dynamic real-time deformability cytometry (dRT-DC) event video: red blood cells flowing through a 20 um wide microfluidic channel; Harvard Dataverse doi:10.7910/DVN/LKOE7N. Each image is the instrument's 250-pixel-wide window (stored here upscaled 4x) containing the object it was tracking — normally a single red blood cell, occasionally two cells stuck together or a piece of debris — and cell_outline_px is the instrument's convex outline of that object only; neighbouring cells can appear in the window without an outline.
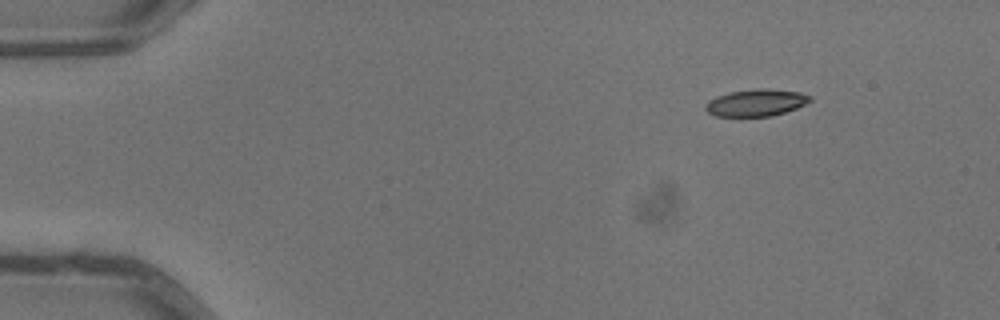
{"species": "common noctule bat (a hibernating species)", "species_latin": "Nyctalus noctula", "temperature_condition": "warm", "stored_images_in_passage": 5, "camera_frame_rate_fps": 3000, "um_per_image_px": 0.085, "animal": {"sex": "male", "body_mass_g": 13.3}, "frame": {"image": 1, "passage_image": 1, "time_ms": 0.0, "image_size_px": [1000, 320], "cell_outline_px": [[812, 100], [796, 108], [772, 116], [712, 116], [704, 108], [704, 104], [708, 100], [716, 96], [728, 92], [756, 88], [768, 88], [800, 92], [812, 96]], "centroid_in_image_um": [64.23, 8.72], "position_along_channel_um": 20.8, "area_um2": 16.65}}
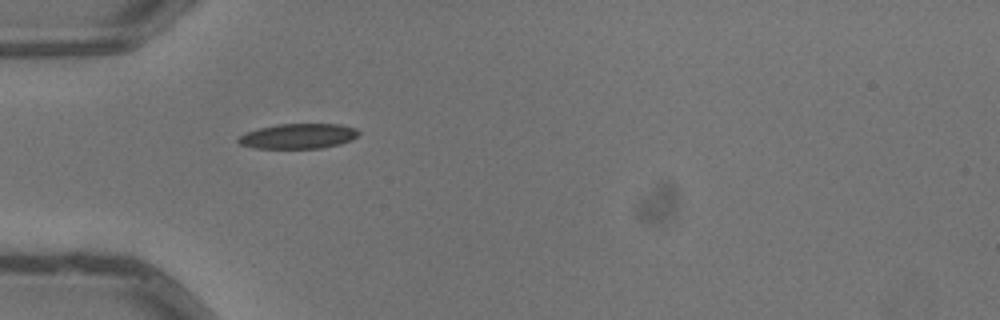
{"frame": {"image": 2, "passage_image": 4, "time_ms": 1.0, "image_size_px": [1000, 320], "cell_outline_px": [[360, 136], [352, 140], [340, 144], [320, 148], [256, 148], [240, 144], [236, 140], [240, 136], [248, 132], [260, 128], [276, 124], [340, 124], [356, 128], [360, 132]], "centroid_in_image_um": [25.41, 11.57], "position_along_channel_um": 59.6, "area_um2": 17.57}}
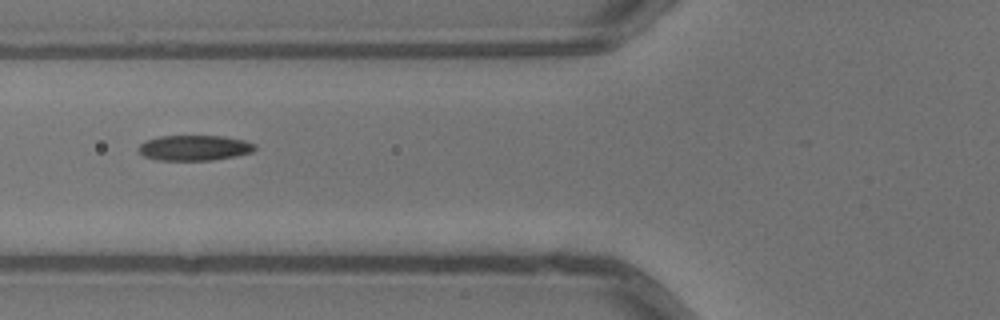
{"frame": {"image": 3, "passage_image": 5, "time_ms": 1.333, "image_size_px": [1000, 320], "cell_outline_px": [[256, 148], [252, 152], [212, 160], [156, 160], [144, 156], [136, 148], [140, 144], [148, 140], [160, 136], [224, 136], [244, 140], [256, 144]], "centroid_in_image_um": [16.51, 12.56], "position_along_channel_um": 109.3, "area_um2": 17.11}}